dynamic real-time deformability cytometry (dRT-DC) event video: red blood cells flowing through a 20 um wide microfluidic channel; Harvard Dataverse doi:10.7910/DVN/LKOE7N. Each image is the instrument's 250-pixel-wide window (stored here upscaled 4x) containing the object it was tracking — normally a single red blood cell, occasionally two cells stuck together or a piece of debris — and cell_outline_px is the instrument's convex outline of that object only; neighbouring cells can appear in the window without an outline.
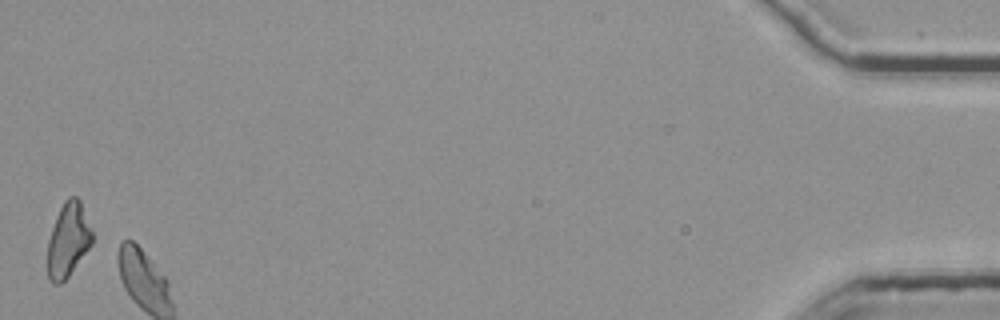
{"species": "common noctule bat (a hibernating species)", "species_latin": "Nyctalus noctula", "temperature_condition": "room temperature", "stored_images_in_passage": 43, "camera_frame_rate_fps": 3000, "um_per_image_px": 0.085, "animal": {"sex": "female", "body_mass_g": 25.1}, "frame": {"image": 1, "passage_image": 43, "time_ms": 14.0, "image_size_px": [1000, 320], "cell_outline_px": [[92, 244], [68, 276], [60, 284], [52, 284], [48, 280], [48, 240], [56, 216], [64, 200], [68, 196], [76, 196], [80, 200], [92, 232]], "centroid_in_image_um": [5.77, 20.39], "position_along_channel_um": 429.4, "area_um2": 19.13}, "authors_computed_cell_mechanics": {"area_um2": 20.23, "velocity_mm_per_s": 3.7419, "shape_relaxation_time_tau1_ms": 2.4552, "shape_relaxation_time_tau2_ms": 5.313, "deformation_change_tau1": 0.1681, "deformation_change_tau2": 0.1008}}